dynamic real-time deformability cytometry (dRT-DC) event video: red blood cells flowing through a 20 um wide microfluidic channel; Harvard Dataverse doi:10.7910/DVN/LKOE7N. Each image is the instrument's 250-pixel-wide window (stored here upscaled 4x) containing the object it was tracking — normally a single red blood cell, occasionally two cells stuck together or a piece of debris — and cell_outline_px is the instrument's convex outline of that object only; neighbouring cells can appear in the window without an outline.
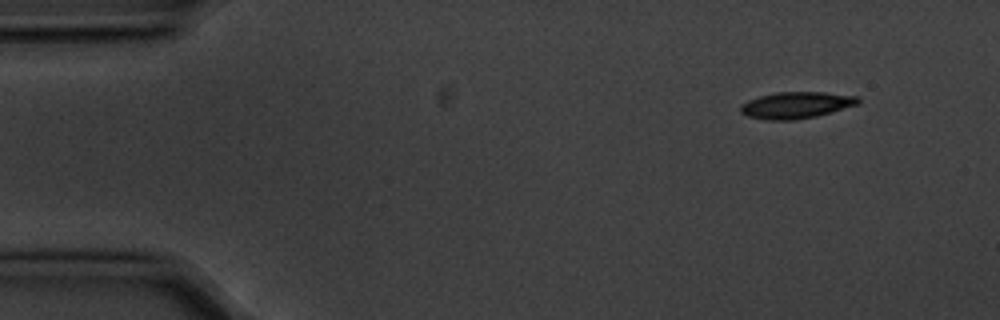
{"species": "common noctule bat (a hibernating species)", "species_latin": "Nyctalus noctula", "temperature_condition": "cold", "stored_images_in_passage": 4, "camera_frame_rate_fps": 3000, "um_per_image_px": 0.085, "animal": {"sex": "male", "body_mass_g": 20.1, "forearm_length_mm": 53.5}, "frame": {"image": 1, "passage_image": 1, "time_ms": 0.0, "image_size_px": [1000, 320], "cell_outline_px": [[860, 100], [856, 104], [832, 112], [816, 116], [792, 120], [768, 120], [748, 116], [740, 112], [740, 104], [748, 100], [760, 96], [776, 92], [824, 92], [860, 96]], "centroid_in_image_um": [67.66, 8.93], "position_along_channel_um": 17.3, "area_um2": 18.15}}
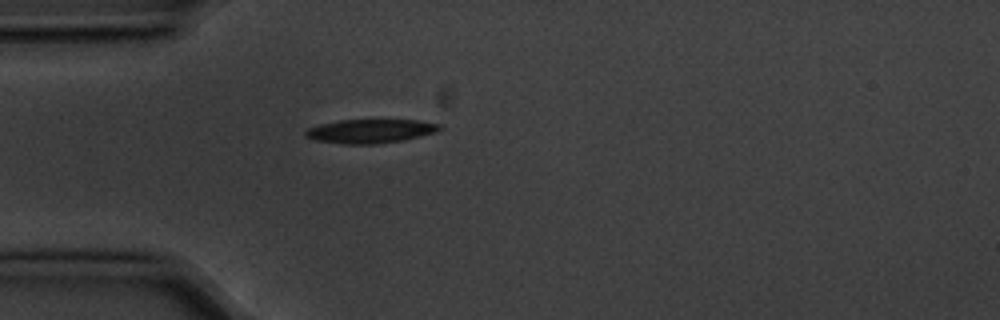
{"frame": {"image": 2, "passage_image": 4, "time_ms": 1.0, "image_size_px": [1000, 320], "cell_outline_px": [[444, 128], [436, 132], [404, 140], [376, 144], [344, 144], [316, 140], [304, 136], [304, 132], [308, 128], [320, 124], [340, 120], [416, 120], [444, 124]], "centroid_in_image_um": [31.53, 11.14], "position_along_channel_um": 53.5, "area_um2": 18.79}}